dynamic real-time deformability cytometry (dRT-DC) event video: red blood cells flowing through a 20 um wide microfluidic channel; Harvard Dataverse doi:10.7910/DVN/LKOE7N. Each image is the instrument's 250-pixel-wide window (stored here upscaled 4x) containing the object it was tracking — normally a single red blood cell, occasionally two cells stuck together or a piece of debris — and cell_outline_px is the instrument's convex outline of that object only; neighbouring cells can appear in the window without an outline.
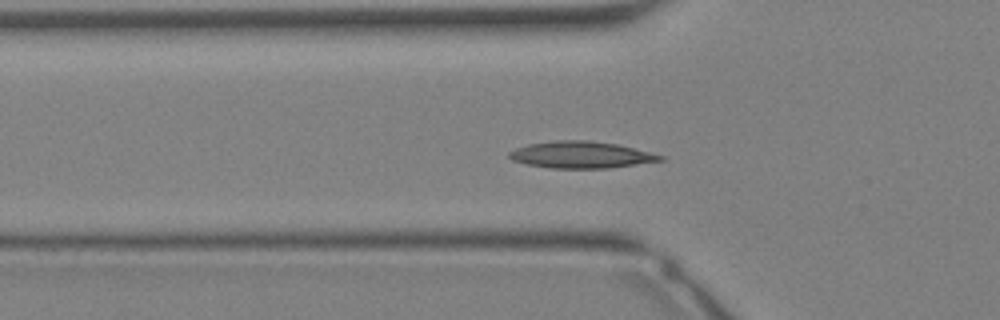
{"species": "Egyptian fruit bat (a non-hibernating species)", "species_latin": "Rousettus aegyptiacus", "temperature_condition": "warm", "stored_images_in_passage": 33, "camera_frame_rate_fps": 3000, "um_per_image_px": 0.085, "animal": {"sex": "female"}, "frame": {"image": 1, "passage_image": 9, "time_ms": 2.667, "image_size_px": [1000, 320], "cell_outline_px": [[664, 160], [608, 168], [552, 168], [528, 164], [512, 160], [508, 156], [508, 152], [516, 148], [528, 144], [556, 140], [588, 140], [616, 144], [664, 156]], "centroid_in_image_um": [49.35, 13.15], "position_along_channel_um": 76.5, "area_um2": 23.24}}
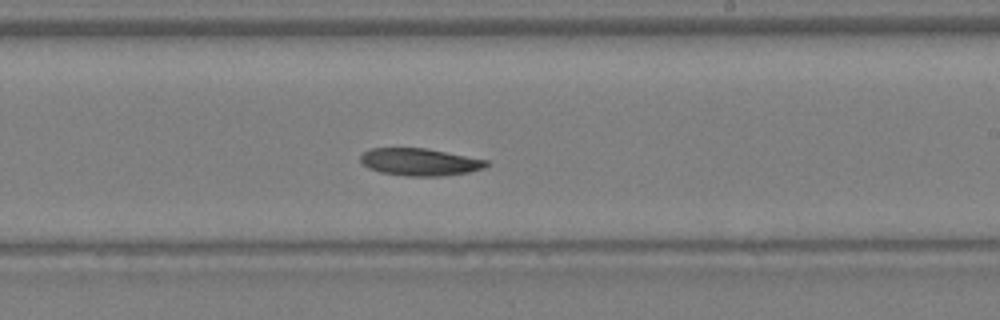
{"frame": {"image": 2, "passage_image": 18, "time_ms": 5.667, "image_size_px": [1000, 320], "cell_outline_px": [[488, 164], [484, 168], [468, 172], [440, 176], [404, 176], [380, 172], [368, 168], [360, 160], [360, 156], [364, 152], [372, 148], [428, 148], [488, 160]], "centroid_in_image_um": [35.68, 13.76], "position_along_channel_um": 253.3, "area_um2": 20.06}}
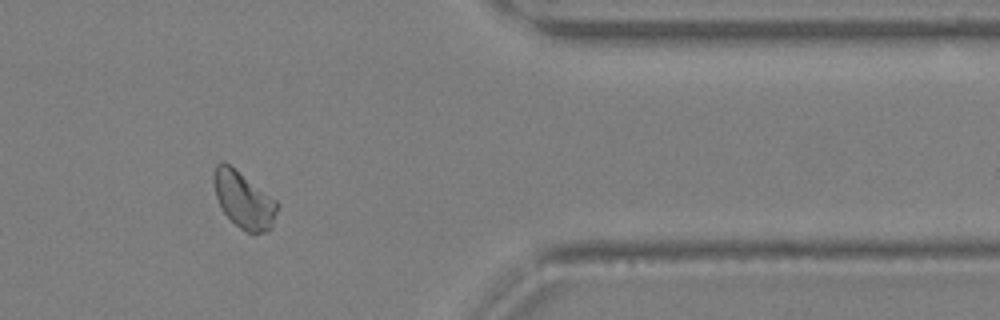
{"frame": {"image": 3, "passage_image": 26, "time_ms": 8.333, "image_size_px": [1000, 320], "cell_outline_px": [[280, 204], [272, 224], [268, 232], [252, 236], [244, 232], [224, 212], [216, 196], [212, 180], [212, 176], [216, 164], [224, 160], [276, 200]], "centroid_in_image_um": [20.72, 17.02], "position_along_channel_um": 390.7, "area_um2": 21.1}}